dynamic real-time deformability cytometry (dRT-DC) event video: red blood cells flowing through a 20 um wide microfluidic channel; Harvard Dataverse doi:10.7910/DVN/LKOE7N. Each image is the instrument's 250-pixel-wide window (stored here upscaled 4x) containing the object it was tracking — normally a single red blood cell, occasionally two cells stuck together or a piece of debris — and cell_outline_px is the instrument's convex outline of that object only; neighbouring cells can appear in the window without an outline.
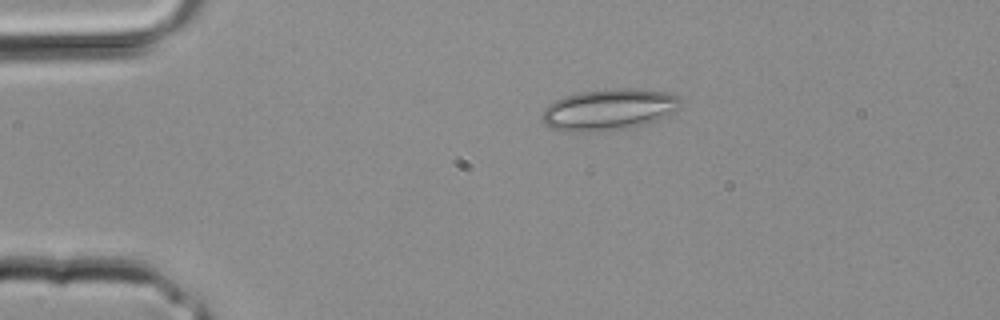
{"species": "common noctule bat (a hibernating species)", "species_latin": "Nyctalus noctula", "temperature_condition": "room temperature", "stored_images_in_passage": 27, "camera_frame_rate_fps": 3000, "um_per_image_px": 0.085, "animal": {"sex": "male", "body_mass_g": 20.4}, "frame": {"image": 1, "passage_image": 1, "time_ms": 0.0, "image_size_px": [1000, 320], "cell_outline_px": [[680, 108], [656, 120], [644, 124], [628, 128], [600, 132], [564, 132], [552, 128], [544, 124], [540, 116], [544, 108], [548, 104], [564, 96], [580, 92], [616, 88], [640, 88], [668, 92], [680, 96]], "centroid_in_image_um": [51.73, 9.32], "position_along_channel_um": 33.3, "area_um2": 33.81}}
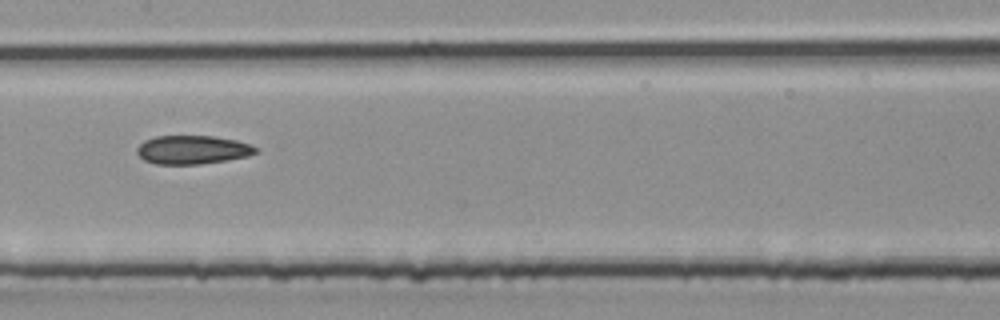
{"frame": {"image": 2, "passage_image": 11, "time_ms": 3.333, "image_size_px": [1000, 320], "cell_outline_px": [[260, 152], [248, 156], [228, 160], [200, 164], [156, 164], [144, 160], [136, 152], [136, 148], [144, 140], [156, 136], [212, 136], [236, 140], [260, 148]], "centroid_in_image_um": [16.39, 12.73], "position_along_channel_um": 191.0, "area_um2": 19.94}}
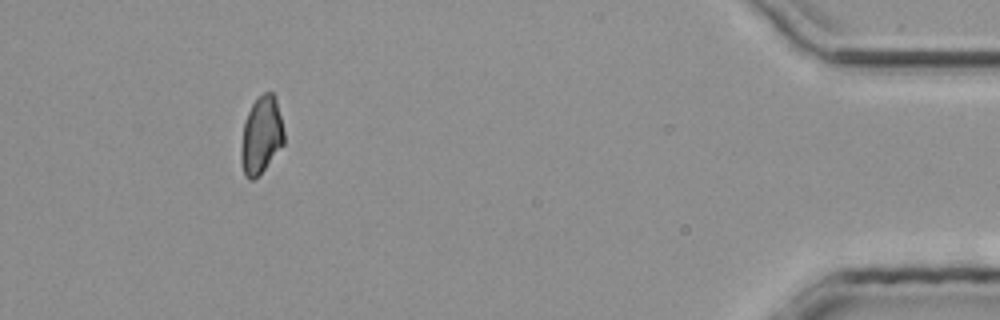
{"frame": {"image": 3, "passage_image": 25, "time_ms": 8.0, "image_size_px": [1000, 320], "cell_outline_px": [[284, 144], [260, 176], [252, 180], [248, 180], [244, 176], [240, 160], [240, 148], [244, 124], [248, 112], [252, 104], [264, 92], [272, 92], [276, 96], [284, 132]], "centroid_in_image_um": [22.2, 11.55], "position_along_channel_um": 413.0, "area_um2": 19.65}}